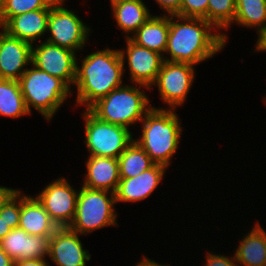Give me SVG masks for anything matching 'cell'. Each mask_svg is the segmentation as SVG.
Returning <instances> with one entry per match:
<instances>
[{
	"instance_id": "1",
	"label": "cell",
	"mask_w": 266,
	"mask_h": 266,
	"mask_svg": "<svg viewBox=\"0 0 266 266\" xmlns=\"http://www.w3.org/2000/svg\"><path fill=\"white\" fill-rule=\"evenodd\" d=\"M214 30L217 31L204 18L169 15V33L164 55L170 56L163 59L191 65L211 59L225 47L222 34L215 33Z\"/></svg>"
},
{
	"instance_id": "2",
	"label": "cell",
	"mask_w": 266,
	"mask_h": 266,
	"mask_svg": "<svg viewBox=\"0 0 266 266\" xmlns=\"http://www.w3.org/2000/svg\"><path fill=\"white\" fill-rule=\"evenodd\" d=\"M76 68V106L85 105L88 110L99 99L123 84L124 63L119 49L106 48L82 58Z\"/></svg>"
},
{
	"instance_id": "3",
	"label": "cell",
	"mask_w": 266,
	"mask_h": 266,
	"mask_svg": "<svg viewBox=\"0 0 266 266\" xmlns=\"http://www.w3.org/2000/svg\"><path fill=\"white\" fill-rule=\"evenodd\" d=\"M174 109L152 108L141 121L142 134L134 141L141 146L155 164L167 168L175 155L182 127Z\"/></svg>"
},
{
	"instance_id": "4",
	"label": "cell",
	"mask_w": 266,
	"mask_h": 266,
	"mask_svg": "<svg viewBox=\"0 0 266 266\" xmlns=\"http://www.w3.org/2000/svg\"><path fill=\"white\" fill-rule=\"evenodd\" d=\"M141 87L150 89L140 84L122 85L99 99L88 110L101 121L130 129L131 125L141 122L152 108L148 95L141 91Z\"/></svg>"
},
{
	"instance_id": "5",
	"label": "cell",
	"mask_w": 266,
	"mask_h": 266,
	"mask_svg": "<svg viewBox=\"0 0 266 266\" xmlns=\"http://www.w3.org/2000/svg\"><path fill=\"white\" fill-rule=\"evenodd\" d=\"M31 66L18 80L21 93L28 112L33 107L49 122L73 92L60 78Z\"/></svg>"
},
{
	"instance_id": "6",
	"label": "cell",
	"mask_w": 266,
	"mask_h": 266,
	"mask_svg": "<svg viewBox=\"0 0 266 266\" xmlns=\"http://www.w3.org/2000/svg\"><path fill=\"white\" fill-rule=\"evenodd\" d=\"M116 204L115 194L110 191L80 187L76 214L69 228L86 235L105 226H118Z\"/></svg>"
},
{
	"instance_id": "7",
	"label": "cell",
	"mask_w": 266,
	"mask_h": 266,
	"mask_svg": "<svg viewBox=\"0 0 266 266\" xmlns=\"http://www.w3.org/2000/svg\"><path fill=\"white\" fill-rule=\"evenodd\" d=\"M82 115L89 156L118 159L134 140L131 130L126 127L101 121L89 110H84Z\"/></svg>"
},
{
	"instance_id": "8",
	"label": "cell",
	"mask_w": 266,
	"mask_h": 266,
	"mask_svg": "<svg viewBox=\"0 0 266 266\" xmlns=\"http://www.w3.org/2000/svg\"><path fill=\"white\" fill-rule=\"evenodd\" d=\"M90 30L74 11L65 7L50 8L47 32L51 34L45 40L76 53L88 43Z\"/></svg>"
},
{
	"instance_id": "9",
	"label": "cell",
	"mask_w": 266,
	"mask_h": 266,
	"mask_svg": "<svg viewBox=\"0 0 266 266\" xmlns=\"http://www.w3.org/2000/svg\"><path fill=\"white\" fill-rule=\"evenodd\" d=\"M194 65L163 61L155 83L160 97L168 109L184 104L195 78Z\"/></svg>"
},
{
	"instance_id": "10",
	"label": "cell",
	"mask_w": 266,
	"mask_h": 266,
	"mask_svg": "<svg viewBox=\"0 0 266 266\" xmlns=\"http://www.w3.org/2000/svg\"><path fill=\"white\" fill-rule=\"evenodd\" d=\"M78 192L61 177L49 183L36 198L58 227H69L76 214Z\"/></svg>"
},
{
	"instance_id": "11",
	"label": "cell",
	"mask_w": 266,
	"mask_h": 266,
	"mask_svg": "<svg viewBox=\"0 0 266 266\" xmlns=\"http://www.w3.org/2000/svg\"><path fill=\"white\" fill-rule=\"evenodd\" d=\"M32 46L31 64L48 74L63 80L70 88L75 83L77 57L75 52L46 40Z\"/></svg>"
},
{
	"instance_id": "12",
	"label": "cell",
	"mask_w": 266,
	"mask_h": 266,
	"mask_svg": "<svg viewBox=\"0 0 266 266\" xmlns=\"http://www.w3.org/2000/svg\"><path fill=\"white\" fill-rule=\"evenodd\" d=\"M126 50H119L122 61L129 67L130 82L140 84L152 89L161 65L164 61L161 54L126 39ZM127 55V56H126Z\"/></svg>"
},
{
	"instance_id": "13",
	"label": "cell",
	"mask_w": 266,
	"mask_h": 266,
	"mask_svg": "<svg viewBox=\"0 0 266 266\" xmlns=\"http://www.w3.org/2000/svg\"><path fill=\"white\" fill-rule=\"evenodd\" d=\"M0 31V79L18 81L31 65L33 45Z\"/></svg>"
},
{
	"instance_id": "14",
	"label": "cell",
	"mask_w": 266,
	"mask_h": 266,
	"mask_svg": "<svg viewBox=\"0 0 266 266\" xmlns=\"http://www.w3.org/2000/svg\"><path fill=\"white\" fill-rule=\"evenodd\" d=\"M79 234L69 227H59L50 241L49 258L57 266H86L90 253L85 250Z\"/></svg>"
},
{
	"instance_id": "15",
	"label": "cell",
	"mask_w": 266,
	"mask_h": 266,
	"mask_svg": "<svg viewBox=\"0 0 266 266\" xmlns=\"http://www.w3.org/2000/svg\"><path fill=\"white\" fill-rule=\"evenodd\" d=\"M52 235L34 236L17 227L12 229L0 245L13 260L46 259L49 256Z\"/></svg>"
},
{
	"instance_id": "16",
	"label": "cell",
	"mask_w": 266,
	"mask_h": 266,
	"mask_svg": "<svg viewBox=\"0 0 266 266\" xmlns=\"http://www.w3.org/2000/svg\"><path fill=\"white\" fill-rule=\"evenodd\" d=\"M166 169L167 167L164 165L154 164L151 168L135 177L121 178L114 193L116 203H136L145 200L158 187Z\"/></svg>"
},
{
	"instance_id": "17",
	"label": "cell",
	"mask_w": 266,
	"mask_h": 266,
	"mask_svg": "<svg viewBox=\"0 0 266 266\" xmlns=\"http://www.w3.org/2000/svg\"><path fill=\"white\" fill-rule=\"evenodd\" d=\"M50 9H38L11 17L2 27L8 35L33 45L47 33Z\"/></svg>"
},
{
	"instance_id": "18",
	"label": "cell",
	"mask_w": 266,
	"mask_h": 266,
	"mask_svg": "<svg viewBox=\"0 0 266 266\" xmlns=\"http://www.w3.org/2000/svg\"><path fill=\"white\" fill-rule=\"evenodd\" d=\"M83 186L115 193L120 181L119 161L112 157L89 156Z\"/></svg>"
},
{
	"instance_id": "19",
	"label": "cell",
	"mask_w": 266,
	"mask_h": 266,
	"mask_svg": "<svg viewBox=\"0 0 266 266\" xmlns=\"http://www.w3.org/2000/svg\"><path fill=\"white\" fill-rule=\"evenodd\" d=\"M18 227L34 236L53 235L59 228L36 197L22 193Z\"/></svg>"
},
{
	"instance_id": "20",
	"label": "cell",
	"mask_w": 266,
	"mask_h": 266,
	"mask_svg": "<svg viewBox=\"0 0 266 266\" xmlns=\"http://www.w3.org/2000/svg\"><path fill=\"white\" fill-rule=\"evenodd\" d=\"M117 26L130 38L152 14L143 0H110ZM132 33V34H130Z\"/></svg>"
},
{
	"instance_id": "21",
	"label": "cell",
	"mask_w": 266,
	"mask_h": 266,
	"mask_svg": "<svg viewBox=\"0 0 266 266\" xmlns=\"http://www.w3.org/2000/svg\"><path fill=\"white\" fill-rule=\"evenodd\" d=\"M168 33L169 15H151L130 39L134 43L163 56L167 48Z\"/></svg>"
},
{
	"instance_id": "22",
	"label": "cell",
	"mask_w": 266,
	"mask_h": 266,
	"mask_svg": "<svg viewBox=\"0 0 266 266\" xmlns=\"http://www.w3.org/2000/svg\"><path fill=\"white\" fill-rule=\"evenodd\" d=\"M234 253L238 266H266V231L259 223L243 236Z\"/></svg>"
},
{
	"instance_id": "23",
	"label": "cell",
	"mask_w": 266,
	"mask_h": 266,
	"mask_svg": "<svg viewBox=\"0 0 266 266\" xmlns=\"http://www.w3.org/2000/svg\"><path fill=\"white\" fill-rule=\"evenodd\" d=\"M27 114L30 115L19 82L0 79V116L17 119Z\"/></svg>"
},
{
	"instance_id": "24",
	"label": "cell",
	"mask_w": 266,
	"mask_h": 266,
	"mask_svg": "<svg viewBox=\"0 0 266 266\" xmlns=\"http://www.w3.org/2000/svg\"><path fill=\"white\" fill-rule=\"evenodd\" d=\"M233 23L247 28H257L259 35L266 28V0H236Z\"/></svg>"
},
{
	"instance_id": "25",
	"label": "cell",
	"mask_w": 266,
	"mask_h": 266,
	"mask_svg": "<svg viewBox=\"0 0 266 266\" xmlns=\"http://www.w3.org/2000/svg\"><path fill=\"white\" fill-rule=\"evenodd\" d=\"M120 178L135 177L151 168L155 163L134 140L118 157Z\"/></svg>"
},
{
	"instance_id": "26",
	"label": "cell",
	"mask_w": 266,
	"mask_h": 266,
	"mask_svg": "<svg viewBox=\"0 0 266 266\" xmlns=\"http://www.w3.org/2000/svg\"><path fill=\"white\" fill-rule=\"evenodd\" d=\"M236 14V0H209L207 21L222 34L226 46L227 34L220 31L228 29L233 24ZM222 29V30H221Z\"/></svg>"
},
{
	"instance_id": "27",
	"label": "cell",
	"mask_w": 266,
	"mask_h": 266,
	"mask_svg": "<svg viewBox=\"0 0 266 266\" xmlns=\"http://www.w3.org/2000/svg\"><path fill=\"white\" fill-rule=\"evenodd\" d=\"M38 9H50L45 0H4L0 28L11 18Z\"/></svg>"
},
{
	"instance_id": "28",
	"label": "cell",
	"mask_w": 266,
	"mask_h": 266,
	"mask_svg": "<svg viewBox=\"0 0 266 266\" xmlns=\"http://www.w3.org/2000/svg\"><path fill=\"white\" fill-rule=\"evenodd\" d=\"M21 212V191L12 189L5 196V220L11 229L19 226V218Z\"/></svg>"
},
{
	"instance_id": "29",
	"label": "cell",
	"mask_w": 266,
	"mask_h": 266,
	"mask_svg": "<svg viewBox=\"0 0 266 266\" xmlns=\"http://www.w3.org/2000/svg\"><path fill=\"white\" fill-rule=\"evenodd\" d=\"M209 0H182L181 17L204 18L207 21Z\"/></svg>"
},
{
	"instance_id": "30",
	"label": "cell",
	"mask_w": 266,
	"mask_h": 266,
	"mask_svg": "<svg viewBox=\"0 0 266 266\" xmlns=\"http://www.w3.org/2000/svg\"><path fill=\"white\" fill-rule=\"evenodd\" d=\"M206 263L203 264L205 266H238L235 256L228 257L219 254H213L211 251L206 255Z\"/></svg>"
},
{
	"instance_id": "31",
	"label": "cell",
	"mask_w": 266,
	"mask_h": 266,
	"mask_svg": "<svg viewBox=\"0 0 266 266\" xmlns=\"http://www.w3.org/2000/svg\"><path fill=\"white\" fill-rule=\"evenodd\" d=\"M155 2L160 6V9L164 11V15L180 16L182 0H156Z\"/></svg>"
},
{
	"instance_id": "32",
	"label": "cell",
	"mask_w": 266,
	"mask_h": 266,
	"mask_svg": "<svg viewBox=\"0 0 266 266\" xmlns=\"http://www.w3.org/2000/svg\"><path fill=\"white\" fill-rule=\"evenodd\" d=\"M12 229L5 220V197L0 202V240H2Z\"/></svg>"
},
{
	"instance_id": "33",
	"label": "cell",
	"mask_w": 266,
	"mask_h": 266,
	"mask_svg": "<svg viewBox=\"0 0 266 266\" xmlns=\"http://www.w3.org/2000/svg\"><path fill=\"white\" fill-rule=\"evenodd\" d=\"M45 259L15 260L13 266H50Z\"/></svg>"
},
{
	"instance_id": "34",
	"label": "cell",
	"mask_w": 266,
	"mask_h": 266,
	"mask_svg": "<svg viewBox=\"0 0 266 266\" xmlns=\"http://www.w3.org/2000/svg\"><path fill=\"white\" fill-rule=\"evenodd\" d=\"M258 39L256 41V49H254V52L256 51H266V28L257 36Z\"/></svg>"
},
{
	"instance_id": "35",
	"label": "cell",
	"mask_w": 266,
	"mask_h": 266,
	"mask_svg": "<svg viewBox=\"0 0 266 266\" xmlns=\"http://www.w3.org/2000/svg\"><path fill=\"white\" fill-rule=\"evenodd\" d=\"M14 261L6 254L0 245V266H13Z\"/></svg>"
},
{
	"instance_id": "36",
	"label": "cell",
	"mask_w": 266,
	"mask_h": 266,
	"mask_svg": "<svg viewBox=\"0 0 266 266\" xmlns=\"http://www.w3.org/2000/svg\"><path fill=\"white\" fill-rule=\"evenodd\" d=\"M135 266H170V264H159L158 262H155L154 260L143 256L141 261L135 264Z\"/></svg>"
},
{
	"instance_id": "37",
	"label": "cell",
	"mask_w": 266,
	"mask_h": 266,
	"mask_svg": "<svg viewBox=\"0 0 266 266\" xmlns=\"http://www.w3.org/2000/svg\"><path fill=\"white\" fill-rule=\"evenodd\" d=\"M49 8H61L65 0H45Z\"/></svg>"
},
{
	"instance_id": "38",
	"label": "cell",
	"mask_w": 266,
	"mask_h": 266,
	"mask_svg": "<svg viewBox=\"0 0 266 266\" xmlns=\"http://www.w3.org/2000/svg\"><path fill=\"white\" fill-rule=\"evenodd\" d=\"M12 190V188H8L5 186H0V202L4 199V197Z\"/></svg>"
},
{
	"instance_id": "39",
	"label": "cell",
	"mask_w": 266,
	"mask_h": 266,
	"mask_svg": "<svg viewBox=\"0 0 266 266\" xmlns=\"http://www.w3.org/2000/svg\"><path fill=\"white\" fill-rule=\"evenodd\" d=\"M3 3H4V0H0V14H1V11H2V8H3Z\"/></svg>"
}]
</instances>
